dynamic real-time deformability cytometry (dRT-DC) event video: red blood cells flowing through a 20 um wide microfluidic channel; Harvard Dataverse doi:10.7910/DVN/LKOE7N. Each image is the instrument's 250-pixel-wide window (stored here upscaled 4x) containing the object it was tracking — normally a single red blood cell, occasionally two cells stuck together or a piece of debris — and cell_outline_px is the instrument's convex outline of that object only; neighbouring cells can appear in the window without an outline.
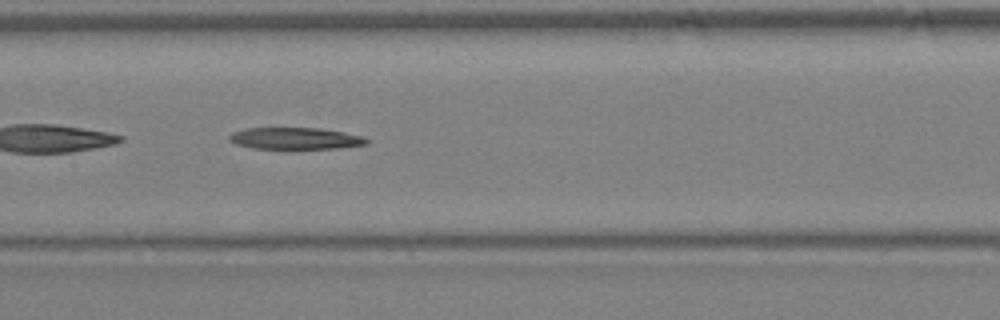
{"species": "Egyptian fruit bat (a non-hibernating species)", "species_latin": "Rousettus aegyptiacus", "temperature_condition": "warm", "stored_images_in_passage": 18, "camera_frame_rate_fps": 3000, "um_per_image_px": 0.085, "animal": {"sex": "female"}, "frame": {"image": 1, "passage_image": 16, "time_ms": 5.0, "image_size_px": [1000, 320], "cell_outline_px": [[368, 144], [340, 148], [252, 148], [236, 144], [228, 140], [228, 136], [232, 132], [248, 128], [320, 128], [344, 132], [364, 136], [368, 140]], "centroid_in_image_um": [25.11, 11.76], "position_along_channel_um": 182.3, "area_um2": 17.34}}
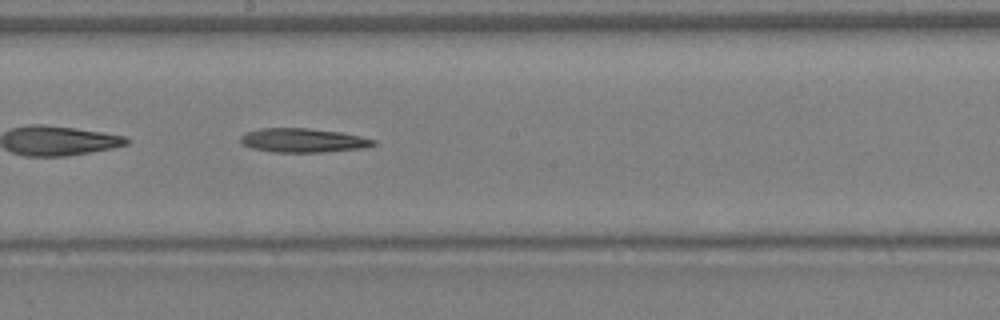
{"frame": {"image": 2, "passage_image": 18, "time_ms": 5.667, "image_size_px": [1000, 320], "cell_outline_px": [[376, 144], [364, 148], [320, 152], [272, 152], [252, 148], [244, 144], [240, 140], [240, 136], [248, 132], [260, 128], [304, 128], [340, 132], [360, 136], [376, 140]], "centroid_in_image_um": [25.76, 11.93], "position_along_channel_um": 222.4, "area_um2": 18.44}}